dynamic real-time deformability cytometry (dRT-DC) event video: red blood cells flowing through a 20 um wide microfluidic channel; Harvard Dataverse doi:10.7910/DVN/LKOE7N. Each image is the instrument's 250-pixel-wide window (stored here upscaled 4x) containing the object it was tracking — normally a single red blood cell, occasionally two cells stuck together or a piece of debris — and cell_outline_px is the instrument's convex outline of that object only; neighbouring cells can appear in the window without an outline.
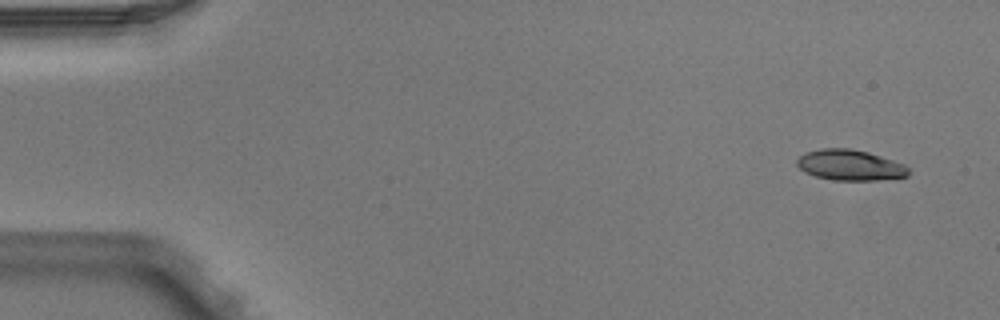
{"species": "Egyptian fruit bat (a non-hibernating species)", "species_latin": "Rousettus aegyptiacus", "temperature_condition": "warm", "stored_images_in_passage": 5, "camera_frame_rate_fps": 3000, "um_per_image_px": 0.085, "animal": {"sex": "male"}, "frame": {"image": 1, "passage_image": 1, "time_ms": 0.0, "image_size_px": [1000, 320], "cell_outline_px": [[908, 176], [880, 180], [836, 180], [816, 176], [804, 172], [796, 164], [796, 160], [804, 152], [820, 148], [848, 148], [868, 152], [904, 164], [908, 168]], "centroid_in_image_um": [72.22, 14.03], "position_along_channel_um": 12.8, "area_um2": 19.88}}
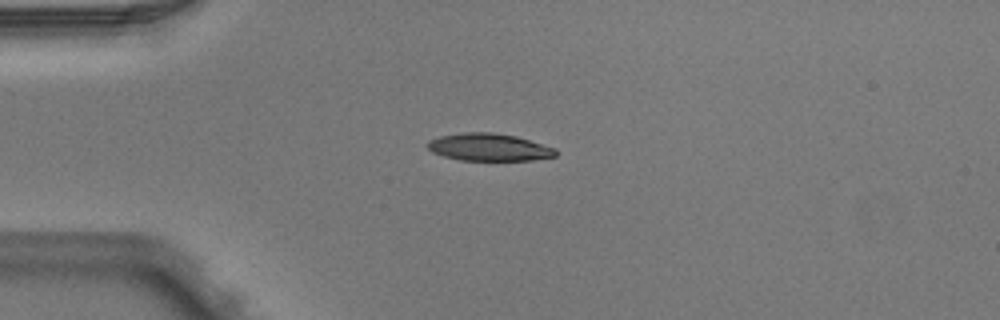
{"frame": {"image": 2, "passage_image": 4, "time_ms": 1.0, "image_size_px": [1000, 320], "cell_outline_px": [[556, 156], [532, 160], [460, 160], [444, 156], [432, 152], [428, 148], [428, 140], [440, 136], [464, 132], [492, 132], [516, 136], [556, 148]], "centroid_in_image_um": [41.56, 12.51], "position_along_channel_um": 43.4, "area_um2": 20.4}}